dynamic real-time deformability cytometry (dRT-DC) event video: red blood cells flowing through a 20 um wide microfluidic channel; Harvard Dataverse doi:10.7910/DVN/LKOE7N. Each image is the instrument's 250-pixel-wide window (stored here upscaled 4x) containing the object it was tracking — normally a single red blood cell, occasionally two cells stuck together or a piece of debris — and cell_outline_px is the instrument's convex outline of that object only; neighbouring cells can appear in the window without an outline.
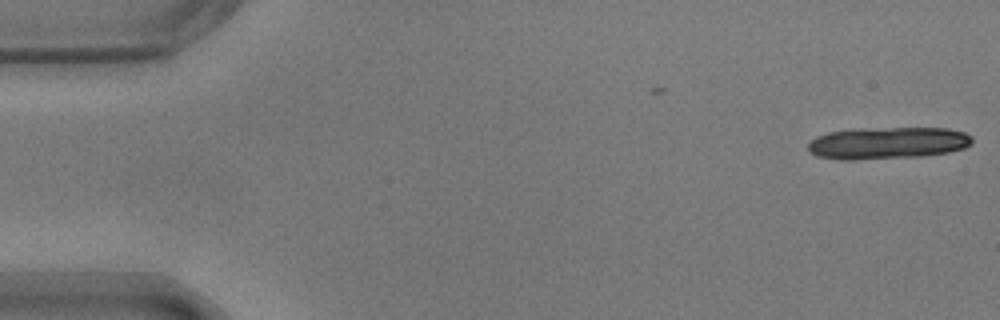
{"species": "common noctule bat (a hibernating species)", "species_latin": "Nyctalus noctula", "temperature_condition": "warm", "stored_images_in_passage": 2, "camera_frame_rate_fps": 3000, "um_per_image_px": 0.085, "animal": {"sex": "male", "body_mass_g": 17.9}, "frame": {"image": 1, "passage_image": 2, "time_ms": 0.333, "image_size_px": [1000, 320], "cell_outline_px": [[972, 144], [964, 148], [948, 152], [920, 156], [856, 160], [840, 160], [816, 156], [808, 148], [808, 144], [816, 136], [828, 132], [892, 128], [948, 128], [964, 132], [972, 136]], "centroid_in_image_um": [75.48, 12.17], "position_along_channel_um": 9.5, "area_um2": 30.29}}